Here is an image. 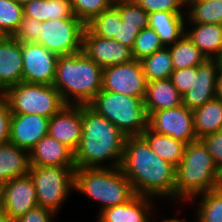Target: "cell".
Wrapping results in <instances>:
<instances>
[{
  "instance_id": "obj_34",
  "label": "cell",
  "mask_w": 222,
  "mask_h": 222,
  "mask_svg": "<svg viewBox=\"0 0 222 222\" xmlns=\"http://www.w3.org/2000/svg\"><path fill=\"white\" fill-rule=\"evenodd\" d=\"M73 14L85 26L97 15L114 5L115 0H69Z\"/></svg>"
},
{
  "instance_id": "obj_10",
  "label": "cell",
  "mask_w": 222,
  "mask_h": 222,
  "mask_svg": "<svg viewBox=\"0 0 222 222\" xmlns=\"http://www.w3.org/2000/svg\"><path fill=\"white\" fill-rule=\"evenodd\" d=\"M148 128L186 144L198 140L194 131L193 110L183 104L152 112L148 117Z\"/></svg>"
},
{
  "instance_id": "obj_25",
  "label": "cell",
  "mask_w": 222,
  "mask_h": 222,
  "mask_svg": "<svg viewBox=\"0 0 222 222\" xmlns=\"http://www.w3.org/2000/svg\"><path fill=\"white\" fill-rule=\"evenodd\" d=\"M197 139L222 130V100L217 97L193 110Z\"/></svg>"
},
{
  "instance_id": "obj_8",
  "label": "cell",
  "mask_w": 222,
  "mask_h": 222,
  "mask_svg": "<svg viewBox=\"0 0 222 222\" xmlns=\"http://www.w3.org/2000/svg\"><path fill=\"white\" fill-rule=\"evenodd\" d=\"M76 167L30 166L38 206L58 213L70 190L75 188Z\"/></svg>"
},
{
  "instance_id": "obj_11",
  "label": "cell",
  "mask_w": 222,
  "mask_h": 222,
  "mask_svg": "<svg viewBox=\"0 0 222 222\" xmlns=\"http://www.w3.org/2000/svg\"><path fill=\"white\" fill-rule=\"evenodd\" d=\"M146 88L147 81L141 61L133 59L103 68L102 90L132 97H145Z\"/></svg>"
},
{
  "instance_id": "obj_42",
  "label": "cell",
  "mask_w": 222,
  "mask_h": 222,
  "mask_svg": "<svg viewBox=\"0 0 222 222\" xmlns=\"http://www.w3.org/2000/svg\"><path fill=\"white\" fill-rule=\"evenodd\" d=\"M11 111L6 98L0 94V145L9 142Z\"/></svg>"
},
{
  "instance_id": "obj_19",
  "label": "cell",
  "mask_w": 222,
  "mask_h": 222,
  "mask_svg": "<svg viewBox=\"0 0 222 222\" xmlns=\"http://www.w3.org/2000/svg\"><path fill=\"white\" fill-rule=\"evenodd\" d=\"M29 161L30 166L75 167L74 153L48 134L29 151Z\"/></svg>"
},
{
  "instance_id": "obj_23",
  "label": "cell",
  "mask_w": 222,
  "mask_h": 222,
  "mask_svg": "<svg viewBox=\"0 0 222 222\" xmlns=\"http://www.w3.org/2000/svg\"><path fill=\"white\" fill-rule=\"evenodd\" d=\"M27 152V153H26ZM29 151L19 148L11 142L0 145V182L29 174Z\"/></svg>"
},
{
  "instance_id": "obj_13",
  "label": "cell",
  "mask_w": 222,
  "mask_h": 222,
  "mask_svg": "<svg viewBox=\"0 0 222 222\" xmlns=\"http://www.w3.org/2000/svg\"><path fill=\"white\" fill-rule=\"evenodd\" d=\"M82 51L102 68L133 60L130 48L111 38L94 35L87 27L83 32Z\"/></svg>"
},
{
  "instance_id": "obj_39",
  "label": "cell",
  "mask_w": 222,
  "mask_h": 222,
  "mask_svg": "<svg viewBox=\"0 0 222 222\" xmlns=\"http://www.w3.org/2000/svg\"><path fill=\"white\" fill-rule=\"evenodd\" d=\"M170 80L178 92L183 96L194 86L195 66L174 70L171 73Z\"/></svg>"
},
{
  "instance_id": "obj_5",
  "label": "cell",
  "mask_w": 222,
  "mask_h": 222,
  "mask_svg": "<svg viewBox=\"0 0 222 222\" xmlns=\"http://www.w3.org/2000/svg\"><path fill=\"white\" fill-rule=\"evenodd\" d=\"M74 190L99 201L100 211L131 200L135 191L120 167L76 168Z\"/></svg>"
},
{
  "instance_id": "obj_40",
  "label": "cell",
  "mask_w": 222,
  "mask_h": 222,
  "mask_svg": "<svg viewBox=\"0 0 222 222\" xmlns=\"http://www.w3.org/2000/svg\"><path fill=\"white\" fill-rule=\"evenodd\" d=\"M139 33L140 30L138 29V25L125 24V22H123V20L121 19L118 10V30L116 35L112 36L111 39L132 49Z\"/></svg>"
},
{
  "instance_id": "obj_43",
  "label": "cell",
  "mask_w": 222,
  "mask_h": 222,
  "mask_svg": "<svg viewBox=\"0 0 222 222\" xmlns=\"http://www.w3.org/2000/svg\"><path fill=\"white\" fill-rule=\"evenodd\" d=\"M56 213L48 208L37 206L30 209L26 214L20 216L13 222H52Z\"/></svg>"
},
{
  "instance_id": "obj_45",
  "label": "cell",
  "mask_w": 222,
  "mask_h": 222,
  "mask_svg": "<svg viewBox=\"0 0 222 222\" xmlns=\"http://www.w3.org/2000/svg\"><path fill=\"white\" fill-rule=\"evenodd\" d=\"M0 222H13L2 208H0Z\"/></svg>"
},
{
  "instance_id": "obj_29",
  "label": "cell",
  "mask_w": 222,
  "mask_h": 222,
  "mask_svg": "<svg viewBox=\"0 0 222 222\" xmlns=\"http://www.w3.org/2000/svg\"><path fill=\"white\" fill-rule=\"evenodd\" d=\"M168 48L174 70L198 66L207 60V57L192 43L186 34Z\"/></svg>"
},
{
  "instance_id": "obj_32",
  "label": "cell",
  "mask_w": 222,
  "mask_h": 222,
  "mask_svg": "<svg viewBox=\"0 0 222 222\" xmlns=\"http://www.w3.org/2000/svg\"><path fill=\"white\" fill-rule=\"evenodd\" d=\"M24 16L23 6L14 0H0V29L13 36Z\"/></svg>"
},
{
  "instance_id": "obj_38",
  "label": "cell",
  "mask_w": 222,
  "mask_h": 222,
  "mask_svg": "<svg viewBox=\"0 0 222 222\" xmlns=\"http://www.w3.org/2000/svg\"><path fill=\"white\" fill-rule=\"evenodd\" d=\"M148 14L156 11L172 13H186L182 8L186 6V0H134Z\"/></svg>"
},
{
  "instance_id": "obj_7",
  "label": "cell",
  "mask_w": 222,
  "mask_h": 222,
  "mask_svg": "<svg viewBox=\"0 0 222 222\" xmlns=\"http://www.w3.org/2000/svg\"><path fill=\"white\" fill-rule=\"evenodd\" d=\"M2 95L8 101L11 114H37L51 118L66 105L53 85L20 82Z\"/></svg>"
},
{
  "instance_id": "obj_36",
  "label": "cell",
  "mask_w": 222,
  "mask_h": 222,
  "mask_svg": "<svg viewBox=\"0 0 222 222\" xmlns=\"http://www.w3.org/2000/svg\"><path fill=\"white\" fill-rule=\"evenodd\" d=\"M114 6L125 24L138 25L140 31L148 27V13L134 0H115Z\"/></svg>"
},
{
  "instance_id": "obj_30",
  "label": "cell",
  "mask_w": 222,
  "mask_h": 222,
  "mask_svg": "<svg viewBox=\"0 0 222 222\" xmlns=\"http://www.w3.org/2000/svg\"><path fill=\"white\" fill-rule=\"evenodd\" d=\"M141 64L147 82L168 79L174 71L168 47H164L144 58L141 60Z\"/></svg>"
},
{
  "instance_id": "obj_2",
  "label": "cell",
  "mask_w": 222,
  "mask_h": 222,
  "mask_svg": "<svg viewBox=\"0 0 222 222\" xmlns=\"http://www.w3.org/2000/svg\"><path fill=\"white\" fill-rule=\"evenodd\" d=\"M82 130L74 153L76 168L120 167L126 135L118 127L88 105H82ZM109 160V165H105Z\"/></svg>"
},
{
  "instance_id": "obj_44",
  "label": "cell",
  "mask_w": 222,
  "mask_h": 222,
  "mask_svg": "<svg viewBox=\"0 0 222 222\" xmlns=\"http://www.w3.org/2000/svg\"><path fill=\"white\" fill-rule=\"evenodd\" d=\"M217 98L222 100V66H219L218 71Z\"/></svg>"
},
{
  "instance_id": "obj_17",
  "label": "cell",
  "mask_w": 222,
  "mask_h": 222,
  "mask_svg": "<svg viewBox=\"0 0 222 222\" xmlns=\"http://www.w3.org/2000/svg\"><path fill=\"white\" fill-rule=\"evenodd\" d=\"M49 119L37 114H11L9 142L30 151L48 134Z\"/></svg>"
},
{
  "instance_id": "obj_12",
  "label": "cell",
  "mask_w": 222,
  "mask_h": 222,
  "mask_svg": "<svg viewBox=\"0 0 222 222\" xmlns=\"http://www.w3.org/2000/svg\"><path fill=\"white\" fill-rule=\"evenodd\" d=\"M58 57L39 43H22V82L53 85Z\"/></svg>"
},
{
  "instance_id": "obj_50",
  "label": "cell",
  "mask_w": 222,
  "mask_h": 222,
  "mask_svg": "<svg viewBox=\"0 0 222 222\" xmlns=\"http://www.w3.org/2000/svg\"><path fill=\"white\" fill-rule=\"evenodd\" d=\"M218 62H219V66H222V53L221 55L217 58Z\"/></svg>"
},
{
  "instance_id": "obj_46",
  "label": "cell",
  "mask_w": 222,
  "mask_h": 222,
  "mask_svg": "<svg viewBox=\"0 0 222 222\" xmlns=\"http://www.w3.org/2000/svg\"><path fill=\"white\" fill-rule=\"evenodd\" d=\"M161 222H185L184 219H177V218H168V219H165V220H162ZM187 222V221H186Z\"/></svg>"
},
{
  "instance_id": "obj_18",
  "label": "cell",
  "mask_w": 222,
  "mask_h": 222,
  "mask_svg": "<svg viewBox=\"0 0 222 222\" xmlns=\"http://www.w3.org/2000/svg\"><path fill=\"white\" fill-rule=\"evenodd\" d=\"M22 43L13 36L0 41V94L22 82Z\"/></svg>"
},
{
  "instance_id": "obj_24",
  "label": "cell",
  "mask_w": 222,
  "mask_h": 222,
  "mask_svg": "<svg viewBox=\"0 0 222 222\" xmlns=\"http://www.w3.org/2000/svg\"><path fill=\"white\" fill-rule=\"evenodd\" d=\"M194 28L185 34L207 59H217L222 53V25L192 24Z\"/></svg>"
},
{
  "instance_id": "obj_26",
  "label": "cell",
  "mask_w": 222,
  "mask_h": 222,
  "mask_svg": "<svg viewBox=\"0 0 222 222\" xmlns=\"http://www.w3.org/2000/svg\"><path fill=\"white\" fill-rule=\"evenodd\" d=\"M24 16L43 22L54 19L77 18L69 0H32L23 6Z\"/></svg>"
},
{
  "instance_id": "obj_9",
  "label": "cell",
  "mask_w": 222,
  "mask_h": 222,
  "mask_svg": "<svg viewBox=\"0 0 222 222\" xmlns=\"http://www.w3.org/2000/svg\"><path fill=\"white\" fill-rule=\"evenodd\" d=\"M85 27L78 18L43 21L36 43L58 56L75 54L82 51Z\"/></svg>"
},
{
  "instance_id": "obj_21",
  "label": "cell",
  "mask_w": 222,
  "mask_h": 222,
  "mask_svg": "<svg viewBox=\"0 0 222 222\" xmlns=\"http://www.w3.org/2000/svg\"><path fill=\"white\" fill-rule=\"evenodd\" d=\"M185 13L156 11L148 14V27L159 36L164 47L173 45L186 30Z\"/></svg>"
},
{
  "instance_id": "obj_49",
  "label": "cell",
  "mask_w": 222,
  "mask_h": 222,
  "mask_svg": "<svg viewBox=\"0 0 222 222\" xmlns=\"http://www.w3.org/2000/svg\"><path fill=\"white\" fill-rule=\"evenodd\" d=\"M6 35L3 33V31L0 29V41L4 39Z\"/></svg>"
},
{
  "instance_id": "obj_15",
  "label": "cell",
  "mask_w": 222,
  "mask_h": 222,
  "mask_svg": "<svg viewBox=\"0 0 222 222\" xmlns=\"http://www.w3.org/2000/svg\"><path fill=\"white\" fill-rule=\"evenodd\" d=\"M37 206L36 190L29 175L13 178L3 184L2 209L12 221Z\"/></svg>"
},
{
  "instance_id": "obj_3",
  "label": "cell",
  "mask_w": 222,
  "mask_h": 222,
  "mask_svg": "<svg viewBox=\"0 0 222 222\" xmlns=\"http://www.w3.org/2000/svg\"><path fill=\"white\" fill-rule=\"evenodd\" d=\"M102 78L103 68L81 51L58 57L53 86L65 104L88 105L102 90Z\"/></svg>"
},
{
  "instance_id": "obj_37",
  "label": "cell",
  "mask_w": 222,
  "mask_h": 222,
  "mask_svg": "<svg viewBox=\"0 0 222 222\" xmlns=\"http://www.w3.org/2000/svg\"><path fill=\"white\" fill-rule=\"evenodd\" d=\"M42 22L30 16H23L13 37L20 43L37 42L40 37Z\"/></svg>"
},
{
  "instance_id": "obj_14",
  "label": "cell",
  "mask_w": 222,
  "mask_h": 222,
  "mask_svg": "<svg viewBox=\"0 0 222 222\" xmlns=\"http://www.w3.org/2000/svg\"><path fill=\"white\" fill-rule=\"evenodd\" d=\"M82 131V105L66 104L49 119L48 135L73 153L80 145Z\"/></svg>"
},
{
  "instance_id": "obj_20",
  "label": "cell",
  "mask_w": 222,
  "mask_h": 222,
  "mask_svg": "<svg viewBox=\"0 0 222 222\" xmlns=\"http://www.w3.org/2000/svg\"><path fill=\"white\" fill-rule=\"evenodd\" d=\"M154 198L135 195L128 202L107 208L98 215V222H151L149 212L153 211Z\"/></svg>"
},
{
  "instance_id": "obj_33",
  "label": "cell",
  "mask_w": 222,
  "mask_h": 222,
  "mask_svg": "<svg viewBox=\"0 0 222 222\" xmlns=\"http://www.w3.org/2000/svg\"><path fill=\"white\" fill-rule=\"evenodd\" d=\"M164 48L157 33L149 27L142 29L131 49L134 60L141 61L154 52Z\"/></svg>"
},
{
  "instance_id": "obj_51",
  "label": "cell",
  "mask_w": 222,
  "mask_h": 222,
  "mask_svg": "<svg viewBox=\"0 0 222 222\" xmlns=\"http://www.w3.org/2000/svg\"><path fill=\"white\" fill-rule=\"evenodd\" d=\"M219 187L222 189V173H221V178H220V185Z\"/></svg>"
},
{
  "instance_id": "obj_35",
  "label": "cell",
  "mask_w": 222,
  "mask_h": 222,
  "mask_svg": "<svg viewBox=\"0 0 222 222\" xmlns=\"http://www.w3.org/2000/svg\"><path fill=\"white\" fill-rule=\"evenodd\" d=\"M86 27L94 35L112 38L118 30V9L113 5L97 15Z\"/></svg>"
},
{
  "instance_id": "obj_47",
  "label": "cell",
  "mask_w": 222,
  "mask_h": 222,
  "mask_svg": "<svg viewBox=\"0 0 222 222\" xmlns=\"http://www.w3.org/2000/svg\"><path fill=\"white\" fill-rule=\"evenodd\" d=\"M3 202V183L0 182V208H2Z\"/></svg>"
},
{
  "instance_id": "obj_41",
  "label": "cell",
  "mask_w": 222,
  "mask_h": 222,
  "mask_svg": "<svg viewBox=\"0 0 222 222\" xmlns=\"http://www.w3.org/2000/svg\"><path fill=\"white\" fill-rule=\"evenodd\" d=\"M212 155L214 162L222 173V130L208 134L200 139Z\"/></svg>"
},
{
  "instance_id": "obj_48",
  "label": "cell",
  "mask_w": 222,
  "mask_h": 222,
  "mask_svg": "<svg viewBox=\"0 0 222 222\" xmlns=\"http://www.w3.org/2000/svg\"><path fill=\"white\" fill-rule=\"evenodd\" d=\"M16 1L18 4L24 6L25 4L29 3L32 0H14Z\"/></svg>"
},
{
  "instance_id": "obj_16",
  "label": "cell",
  "mask_w": 222,
  "mask_h": 222,
  "mask_svg": "<svg viewBox=\"0 0 222 222\" xmlns=\"http://www.w3.org/2000/svg\"><path fill=\"white\" fill-rule=\"evenodd\" d=\"M219 62L207 59L195 66V82L192 89L183 96V105L194 110L217 97Z\"/></svg>"
},
{
  "instance_id": "obj_4",
  "label": "cell",
  "mask_w": 222,
  "mask_h": 222,
  "mask_svg": "<svg viewBox=\"0 0 222 222\" xmlns=\"http://www.w3.org/2000/svg\"><path fill=\"white\" fill-rule=\"evenodd\" d=\"M221 173L204 143L198 139L186 145L176 167L175 198L195 201L197 195L219 188Z\"/></svg>"
},
{
  "instance_id": "obj_1",
  "label": "cell",
  "mask_w": 222,
  "mask_h": 222,
  "mask_svg": "<svg viewBox=\"0 0 222 222\" xmlns=\"http://www.w3.org/2000/svg\"><path fill=\"white\" fill-rule=\"evenodd\" d=\"M120 169L137 195L175 198L176 167L161 159L142 136H126Z\"/></svg>"
},
{
  "instance_id": "obj_27",
  "label": "cell",
  "mask_w": 222,
  "mask_h": 222,
  "mask_svg": "<svg viewBox=\"0 0 222 222\" xmlns=\"http://www.w3.org/2000/svg\"><path fill=\"white\" fill-rule=\"evenodd\" d=\"M141 136L147 141L151 149L164 161L177 167L182 161L186 143L170 136L160 135L146 128Z\"/></svg>"
},
{
  "instance_id": "obj_31",
  "label": "cell",
  "mask_w": 222,
  "mask_h": 222,
  "mask_svg": "<svg viewBox=\"0 0 222 222\" xmlns=\"http://www.w3.org/2000/svg\"><path fill=\"white\" fill-rule=\"evenodd\" d=\"M201 197L196 210L197 222H222V189L219 187L197 195Z\"/></svg>"
},
{
  "instance_id": "obj_22",
  "label": "cell",
  "mask_w": 222,
  "mask_h": 222,
  "mask_svg": "<svg viewBox=\"0 0 222 222\" xmlns=\"http://www.w3.org/2000/svg\"><path fill=\"white\" fill-rule=\"evenodd\" d=\"M144 104L148 116L155 111L165 110L183 104L182 95L170 78L147 82Z\"/></svg>"
},
{
  "instance_id": "obj_6",
  "label": "cell",
  "mask_w": 222,
  "mask_h": 222,
  "mask_svg": "<svg viewBox=\"0 0 222 222\" xmlns=\"http://www.w3.org/2000/svg\"><path fill=\"white\" fill-rule=\"evenodd\" d=\"M144 98L101 90L88 106L107 118L126 136H141L148 128L149 117Z\"/></svg>"
},
{
  "instance_id": "obj_28",
  "label": "cell",
  "mask_w": 222,
  "mask_h": 222,
  "mask_svg": "<svg viewBox=\"0 0 222 222\" xmlns=\"http://www.w3.org/2000/svg\"><path fill=\"white\" fill-rule=\"evenodd\" d=\"M185 10L188 12L185 16L190 25H222V0H186Z\"/></svg>"
}]
</instances>
